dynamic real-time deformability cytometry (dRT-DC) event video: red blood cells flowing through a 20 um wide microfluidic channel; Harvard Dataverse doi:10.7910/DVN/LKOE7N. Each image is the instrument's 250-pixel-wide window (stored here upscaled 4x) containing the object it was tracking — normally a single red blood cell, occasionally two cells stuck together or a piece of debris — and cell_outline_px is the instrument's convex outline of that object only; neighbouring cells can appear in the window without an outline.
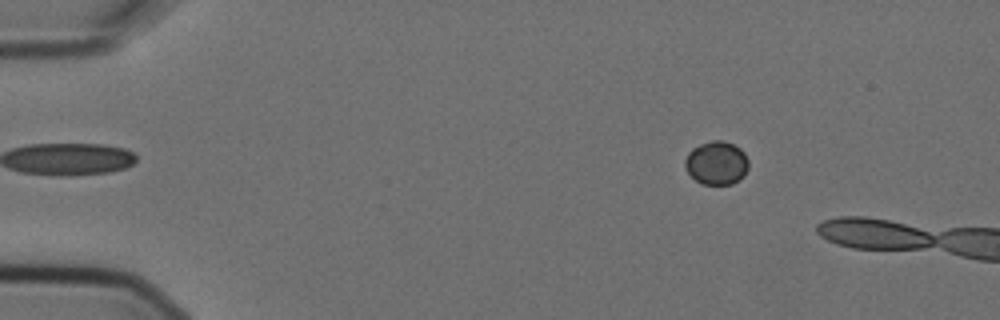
{"species": "Egyptian fruit bat (a non-hibernating species)", "species_latin": "Rousettus aegyptiacus", "temperature_condition": "cold", "stored_images_in_passage": 4, "camera_frame_rate_fps": 3000, "um_per_image_px": 0.085, "animal": {"sex": "female"}, "frame": {"image": 1, "passage_image": 2, "time_ms": 0.333, "image_size_px": [1000, 320], "cell_outline_px": [[748, 168], [744, 176], [740, 180], [732, 184], [704, 184], [696, 180], [688, 172], [684, 164], [684, 160], [688, 152], [692, 148], [700, 144], [712, 140], [724, 140], [740, 148], [744, 152], [748, 160]], "centroid_in_image_um": [60.91, 13.84], "position_along_channel_um": 24.1, "area_um2": 16.18}}